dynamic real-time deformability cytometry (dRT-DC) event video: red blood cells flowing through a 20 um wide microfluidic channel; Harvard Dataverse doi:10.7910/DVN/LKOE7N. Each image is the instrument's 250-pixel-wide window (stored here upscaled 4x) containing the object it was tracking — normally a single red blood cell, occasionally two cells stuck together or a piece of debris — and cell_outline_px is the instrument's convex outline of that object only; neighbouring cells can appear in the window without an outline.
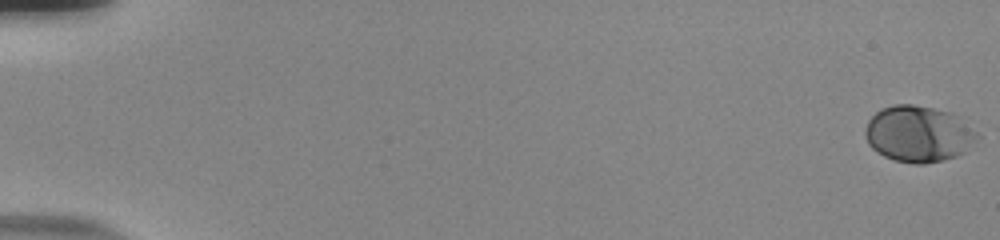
{"species": "human", "species_latin": "Homo sapiens", "temperature_condition": "room temperature", "stored_images_in_passage": 57, "camera_frame_rate_fps": 3000, "um_per_image_px": 0.085, "donor": {"sex": "male"}, "frame": {"image": 1, "passage_image": 1, "time_ms": 0.0, "image_size_px": [1000, 240], "cell_outline_px": [[980, 136], [964, 152], [956, 156], [944, 160], [924, 164], [912, 164], [896, 160], [884, 156], [876, 152], [868, 144], [864, 136], [864, 128], [868, 120], [880, 108], [892, 104], [912, 104], [952, 112], [976, 132]], "centroid_in_image_um": [78.02, 11.38], "position_along_channel_um": 7.0, "area_um2": 36.88}}
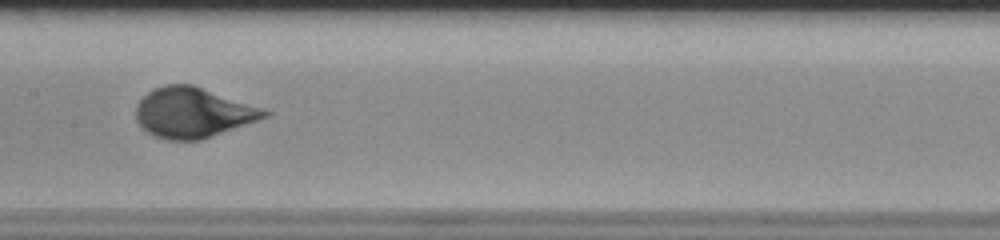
{"frame": {"image": 2, "passage_image": 31, "time_ms": 10.0, "image_size_px": [1000, 240], "cell_outline_px": [[272, 112], [268, 116], [200, 140], [168, 140], [152, 136], [136, 120], [136, 104], [148, 92], [164, 84], [192, 84]], "centroid_in_image_um": [16.35, 9.57], "position_along_channel_um": 191.1, "area_um2": 36.99}}
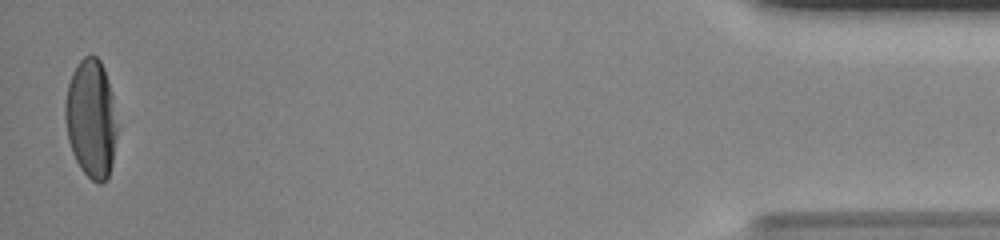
{"frame": {"image": 3, "passage_image": 56, "time_ms": 18.333, "image_size_px": [1000, 240], "cell_outline_px": [[116, 136], [112, 164], [108, 176], [100, 184], [92, 180], [80, 168], [72, 152], [68, 140], [64, 116], [64, 104], [68, 84], [72, 72], [76, 64], [84, 56], [96, 56], [100, 60], [104, 68], [108, 80], [112, 96], [116, 128]], "centroid_in_image_um": [7.72, 10.07], "position_along_channel_um": 427.5, "area_um2": 35.72}, "authors_computed_cell_mechanics": {"area_um2": 35.7204, "velocity_mm_per_s": 3.7754, "shape_relaxation_time_tau1_ms": 2.9889, "shape_relaxation_time_tau2_ms": null, "deformation_change_tau1": 0.1702, "deformation_change_tau2": null}}